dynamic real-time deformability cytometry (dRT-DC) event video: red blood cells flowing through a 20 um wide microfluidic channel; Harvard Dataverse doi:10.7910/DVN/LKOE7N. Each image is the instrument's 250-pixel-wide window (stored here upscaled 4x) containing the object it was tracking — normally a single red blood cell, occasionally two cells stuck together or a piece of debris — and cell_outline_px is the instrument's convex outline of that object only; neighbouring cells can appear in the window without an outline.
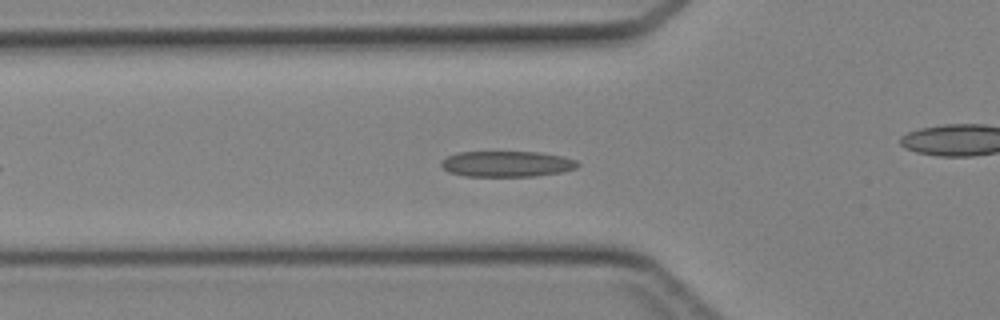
{"species": "Egyptian fruit bat (a non-hibernating species)", "species_latin": "Rousettus aegyptiacus", "temperature_condition": "cold", "stored_images_in_passage": 31, "camera_frame_rate_fps": 3000, "um_per_image_px": 0.085, "animal": {"sex": "female"}, "frame": {"image": 1, "passage_image": 8, "time_ms": 2.333, "image_size_px": [1000, 320], "cell_outline_px": [[580, 164], [576, 168], [560, 172], [536, 176], [464, 176], [448, 172], [440, 164], [440, 160], [456, 152], [536, 152], [564, 156], [576, 160]], "centroid_in_image_um": [43.06, 13.93], "position_along_channel_um": 82.7, "area_um2": 20.58}}
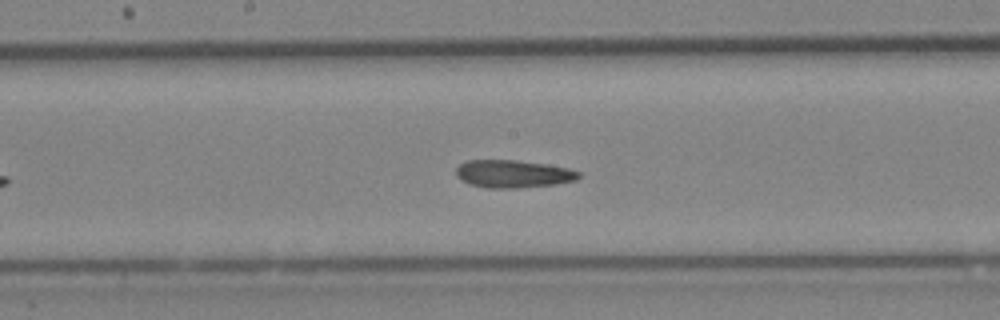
{"frame": {"image": 2, "passage_image": 16, "time_ms": 5.0, "image_size_px": [1000, 320], "cell_outline_px": [[580, 176], [576, 180], [556, 184], [520, 188], [488, 188], [472, 184], [460, 180], [456, 176], [456, 168], [460, 164], [468, 160], [516, 160], [544, 164], [568, 168], [580, 172]], "centroid_in_image_um": [43.6, 14.78], "position_along_channel_um": 204.6, "area_um2": 19.77}}
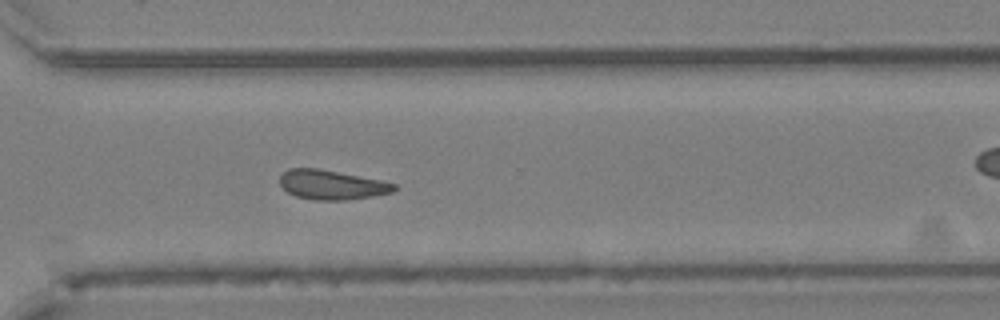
{"frame": {"image": 3, "passage_image": 25, "time_ms": 8.0, "image_size_px": [1000, 320], "cell_outline_px": [[396, 188], [392, 192], [372, 196], [344, 200], [312, 200], [296, 196], [288, 192], [280, 184], [280, 176], [288, 168], [320, 168], [380, 180], [396, 184]], "centroid_in_image_um": [28.17, 15.7], "position_along_channel_um": 342.4, "area_um2": 19.54}}